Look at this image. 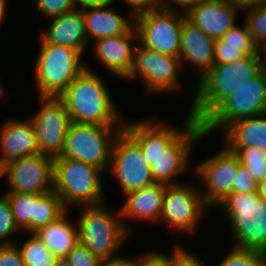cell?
Returning a JSON list of instances; mask_svg holds the SVG:
<instances>
[{
	"label": "cell",
	"mask_w": 266,
	"mask_h": 266,
	"mask_svg": "<svg viewBox=\"0 0 266 266\" xmlns=\"http://www.w3.org/2000/svg\"><path fill=\"white\" fill-rule=\"evenodd\" d=\"M99 77L86 64V69L59 98L64 102L73 123L124 126L108 87Z\"/></svg>",
	"instance_id": "1"
},
{
	"label": "cell",
	"mask_w": 266,
	"mask_h": 266,
	"mask_svg": "<svg viewBox=\"0 0 266 266\" xmlns=\"http://www.w3.org/2000/svg\"><path fill=\"white\" fill-rule=\"evenodd\" d=\"M262 68L256 55H247L231 63L213 64L196 82V94L189 110L202 122L225 98L255 78Z\"/></svg>",
	"instance_id": "2"
},
{
	"label": "cell",
	"mask_w": 266,
	"mask_h": 266,
	"mask_svg": "<svg viewBox=\"0 0 266 266\" xmlns=\"http://www.w3.org/2000/svg\"><path fill=\"white\" fill-rule=\"evenodd\" d=\"M78 220L79 243L101 260L117 255L118 250L127 241L131 229L121 218L120 211L112 212L104 204L83 205ZM115 213V214H114Z\"/></svg>",
	"instance_id": "3"
},
{
	"label": "cell",
	"mask_w": 266,
	"mask_h": 266,
	"mask_svg": "<svg viewBox=\"0 0 266 266\" xmlns=\"http://www.w3.org/2000/svg\"><path fill=\"white\" fill-rule=\"evenodd\" d=\"M220 206L234 234L235 248L266 253V201L256 192L232 193Z\"/></svg>",
	"instance_id": "4"
},
{
	"label": "cell",
	"mask_w": 266,
	"mask_h": 266,
	"mask_svg": "<svg viewBox=\"0 0 266 266\" xmlns=\"http://www.w3.org/2000/svg\"><path fill=\"white\" fill-rule=\"evenodd\" d=\"M101 169L80 160L54 157L53 190L69 209L72 204L97 205L103 202Z\"/></svg>",
	"instance_id": "5"
},
{
	"label": "cell",
	"mask_w": 266,
	"mask_h": 266,
	"mask_svg": "<svg viewBox=\"0 0 266 266\" xmlns=\"http://www.w3.org/2000/svg\"><path fill=\"white\" fill-rule=\"evenodd\" d=\"M34 65L39 96L59 95L86 69L82 54L66 46L41 43Z\"/></svg>",
	"instance_id": "6"
},
{
	"label": "cell",
	"mask_w": 266,
	"mask_h": 266,
	"mask_svg": "<svg viewBox=\"0 0 266 266\" xmlns=\"http://www.w3.org/2000/svg\"><path fill=\"white\" fill-rule=\"evenodd\" d=\"M266 113V71L225 98L202 122L204 137L221 127L223 132L234 122Z\"/></svg>",
	"instance_id": "7"
},
{
	"label": "cell",
	"mask_w": 266,
	"mask_h": 266,
	"mask_svg": "<svg viewBox=\"0 0 266 266\" xmlns=\"http://www.w3.org/2000/svg\"><path fill=\"white\" fill-rule=\"evenodd\" d=\"M122 129L123 126H100L72 122L61 156L80 160L103 172L106 170L108 172L113 143Z\"/></svg>",
	"instance_id": "8"
},
{
	"label": "cell",
	"mask_w": 266,
	"mask_h": 266,
	"mask_svg": "<svg viewBox=\"0 0 266 266\" xmlns=\"http://www.w3.org/2000/svg\"><path fill=\"white\" fill-rule=\"evenodd\" d=\"M185 13L160 8L135 17L138 43L163 55L178 57Z\"/></svg>",
	"instance_id": "9"
},
{
	"label": "cell",
	"mask_w": 266,
	"mask_h": 266,
	"mask_svg": "<svg viewBox=\"0 0 266 266\" xmlns=\"http://www.w3.org/2000/svg\"><path fill=\"white\" fill-rule=\"evenodd\" d=\"M109 172L118 180L124 195L155 184L141 147L124 129L114 140Z\"/></svg>",
	"instance_id": "10"
},
{
	"label": "cell",
	"mask_w": 266,
	"mask_h": 266,
	"mask_svg": "<svg viewBox=\"0 0 266 266\" xmlns=\"http://www.w3.org/2000/svg\"><path fill=\"white\" fill-rule=\"evenodd\" d=\"M54 157L37 153L9 161L0 177L10 188L7 193L45 194L53 190Z\"/></svg>",
	"instance_id": "11"
},
{
	"label": "cell",
	"mask_w": 266,
	"mask_h": 266,
	"mask_svg": "<svg viewBox=\"0 0 266 266\" xmlns=\"http://www.w3.org/2000/svg\"><path fill=\"white\" fill-rule=\"evenodd\" d=\"M38 100L42 108L29 120L36 133L39 153L60 156L72 123L70 115L59 97L39 96Z\"/></svg>",
	"instance_id": "12"
},
{
	"label": "cell",
	"mask_w": 266,
	"mask_h": 266,
	"mask_svg": "<svg viewBox=\"0 0 266 266\" xmlns=\"http://www.w3.org/2000/svg\"><path fill=\"white\" fill-rule=\"evenodd\" d=\"M208 206L193 185H166L159 220L174 231L193 233Z\"/></svg>",
	"instance_id": "13"
},
{
	"label": "cell",
	"mask_w": 266,
	"mask_h": 266,
	"mask_svg": "<svg viewBox=\"0 0 266 266\" xmlns=\"http://www.w3.org/2000/svg\"><path fill=\"white\" fill-rule=\"evenodd\" d=\"M183 67L180 58L163 55L138 44L134 64L126 79L139 77L144 81L148 93H166L178 89L179 69Z\"/></svg>",
	"instance_id": "14"
},
{
	"label": "cell",
	"mask_w": 266,
	"mask_h": 266,
	"mask_svg": "<svg viewBox=\"0 0 266 266\" xmlns=\"http://www.w3.org/2000/svg\"><path fill=\"white\" fill-rule=\"evenodd\" d=\"M240 165L239 158L225 146L216 155L197 165L196 175L205 187V192L201 193L207 206L216 207L232 194V185Z\"/></svg>",
	"instance_id": "15"
},
{
	"label": "cell",
	"mask_w": 266,
	"mask_h": 266,
	"mask_svg": "<svg viewBox=\"0 0 266 266\" xmlns=\"http://www.w3.org/2000/svg\"><path fill=\"white\" fill-rule=\"evenodd\" d=\"M204 137L200 122L194 121L170 146L160 154L150 167L155 183L165 185L179 184L174 177L187 170L189 155L194 143Z\"/></svg>",
	"instance_id": "16"
},
{
	"label": "cell",
	"mask_w": 266,
	"mask_h": 266,
	"mask_svg": "<svg viewBox=\"0 0 266 266\" xmlns=\"http://www.w3.org/2000/svg\"><path fill=\"white\" fill-rule=\"evenodd\" d=\"M195 121L188 111L182 130L168 127L163 122L140 120L127 123L124 121L123 129L139 144L144 159L151 167L156 158L166 151L169 146Z\"/></svg>",
	"instance_id": "17"
},
{
	"label": "cell",
	"mask_w": 266,
	"mask_h": 266,
	"mask_svg": "<svg viewBox=\"0 0 266 266\" xmlns=\"http://www.w3.org/2000/svg\"><path fill=\"white\" fill-rule=\"evenodd\" d=\"M132 39L138 42L135 26L127 34L96 40L93 46L98 62L120 79H126L134 64L136 47L130 43Z\"/></svg>",
	"instance_id": "18"
},
{
	"label": "cell",
	"mask_w": 266,
	"mask_h": 266,
	"mask_svg": "<svg viewBox=\"0 0 266 266\" xmlns=\"http://www.w3.org/2000/svg\"><path fill=\"white\" fill-rule=\"evenodd\" d=\"M237 9L231 8L221 0H202L198 5L190 8L186 19L199 27L206 35L213 39H221L232 28L236 20Z\"/></svg>",
	"instance_id": "19"
},
{
	"label": "cell",
	"mask_w": 266,
	"mask_h": 266,
	"mask_svg": "<svg viewBox=\"0 0 266 266\" xmlns=\"http://www.w3.org/2000/svg\"><path fill=\"white\" fill-rule=\"evenodd\" d=\"M0 168L9 161L39 153L36 133L28 119L8 120L0 131Z\"/></svg>",
	"instance_id": "20"
},
{
	"label": "cell",
	"mask_w": 266,
	"mask_h": 266,
	"mask_svg": "<svg viewBox=\"0 0 266 266\" xmlns=\"http://www.w3.org/2000/svg\"><path fill=\"white\" fill-rule=\"evenodd\" d=\"M41 43L66 46L83 54L88 45L82 9H74L50 19L48 30L41 35Z\"/></svg>",
	"instance_id": "21"
},
{
	"label": "cell",
	"mask_w": 266,
	"mask_h": 266,
	"mask_svg": "<svg viewBox=\"0 0 266 266\" xmlns=\"http://www.w3.org/2000/svg\"><path fill=\"white\" fill-rule=\"evenodd\" d=\"M215 39L206 35L199 27L187 19L184 20L181 32V48L179 58L183 63L189 62L201 69L197 82L214 64ZM184 61V62H183Z\"/></svg>",
	"instance_id": "22"
},
{
	"label": "cell",
	"mask_w": 266,
	"mask_h": 266,
	"mask_svg": "<svg viewBox=\"0 0 266 266\" xmlns=\"http://www.w3.org/2000/svg\"><path fill=\"white\" fill-rule=\"evenodd\" d=\"M108 7L110 5L82 9L87 40L127 34L135 26V18L131 14L128 16L130 19H126L116 13V9Z\"/></svg>",
	"instance_id": "23"
},
{
	"label": "cell",
	"mask_w": 266,
	"mask_h": 266,
	"mask_svg": "<svg viewBox=\"0 0 266 266\" xmlns=\"http://www.w3.org/2000/svg\"><path fill=\"white\" fill-rule=\"evenodd\" d=\"M165 184L155 183L139 190L129 192L123 207L120 209L122 220L125 218L139 219L141 221L159 220Z\"/></svg>",
	"instance_id": "24"
},
{
	"label": "cell",
	"mask_w": 266,
	"mask_h": 266,
	"mask_svg": "<svg viewBox=\"0 0 266 266\" xmlns=\"http://www.w3.org/2000/svg\"><path fill=\"white\" fill-rule=\"evenodd\" d=\"M224 133L226 148L257 147L266 150V113L236 121Z\"/></svg>",
	"instance_id": "25"
},
{
	"label": "cell",
	"mask_w": 266,
	"mask_h": 266,
	"mask_svg": "<svg viewBox=\"0 0 266 266\" xmlns=\"http://www.w3.org/2000/svg\"><path fill=\"white\" fill-rule=\"evenodd\" d=\"M67 215L66 211L56 221L35 232L58 257H65L79 243L77 224L73 225Z\"/></svg>",
	"instance_id": "26"
},
{
	"label": "cell",
	"mask_w": 266,
	"mask_h": 266,
	"mask_svg": "<svg viewBox=\"0 0 266 266\" xmlns=\"http://www.w3.org/2000/svg\"><path fill=\"white\" fill-rule=\"evenodd\" d=\"M69 211L54 190L35 194V232L49 225Z\"/></svg>",
	"instance_id": "27"
},
{
	"label": "cell",
	"mask_w": 266,
	"mask_h": 266,
	"mask_svg": "<svg viewBox=\"0 0 266 266\" xmlns=\"http://www.w3.org/2000/svg\"><path fill=\"white\" fill-rule=\"evenodd\" d=\"M16 225L29 234L35 233V193H6Z\"/></svg>",
	"instance_id": "28"
},
{
	"label": "cell",
	"mask_w": 266,
	"mask_h": 266,
	"mask_svg": "<svg viewBox=\"0 0 266 266\" xmlns=\"http://www.w3.org/2000/svg\"><path fill=\"white\" fill-rule=\"evenodd\" d=\"M30 235L23 245H17L24 265L54 266L58 256L54 255L35 233Z\"/></svg>",
	"instance_id": "29"
},
{
	"label": "cell",
	"mask_w": 266,
	"mask_h": 266,
	"mask_svg": "<svg viewBox=\"0 0 266 266\" xmlns=\"http://www.w3.org/2000/svg\"><path fill=\"white\" fill-rule=\"evenodd\" d=\"M227 149L239 158L240 164L257 182L266 178V150L257 147Z\"/></svg>",
	"instance_id": "30"
},
{
	"label": "cell",
	"mask_w": 266,
	"mask_h": 266,
	"mask_svg": "<svg viewBox=\"0 0 266 266\" xmlns=\"http://www.w3.org/2000/svg\"><path fill=\"white\" fill-rule=\"evenodd\" d=\"M266 253L232 247L218 266H265Z\"/></svg>",
	"instance_id": "31"
},
{
	"label": "cell",
	"mask_w": 266,
	"mask_h": 266,
	"mask_svg": "<svg viewBox=\"0 0 266 266\" xmlns=\"http://www.w3.org/2000/svg\"><path fill=\"white\" fill-rule=\"evenodd\" d=\"M17 230L20 229L14 220L9 199L5 194L0 195V245L14 244L8 238Z\"/></svg>",
	"instance_id": "32"
},
{
	"label": "cell",
	"mask_w": 266,
	"mask_h": 266,
	"mask_svg": "<svg viewBox=\"0 0 266 266\" xmlns=\"http://www.w3.org/2000/svg\"><path fill=\"white\" fill-rule=\"evenodd\" d=\"M242 27L234 25L223 35L222 39L225 41V45L244 46L246 55H256L257 43L248 32L245 22Z\"/></svg>",
	"instance_id": "33"
},
{
	"label": "cell",
	"mask_w": 266,
	"mask_h": 266,
	"mask_svg": "<svg viewBox=\"0 0 266 266\" xmlns=\"http://www.w3.org/2000/svg\"><path fill=\"white\" fill-rule=\"evenodd\" d=\"M245 23L256 43L266 39V4L246 11Z\"/></svg>",
	"instance_id": "34"
},
{
	"label": "cell",
	"mask_w": 266,
	"mask_h": 266,
	"mask_svg": "<svg viewBox=\"0 0 266 266\" xmlns=\"http://www.w3.org/2000/svg\"><path fill=\"white\" fill-rule=\"evenodd\" d=\"M40 13L52 19L74 10L77 6L76 0H34Z\"/></svg>",
	"instance_id": "35"
},
{
	"label": "cell",
	"mask_w": 266,
	"mask_h": 266,
	"mask_svg": "<svg viewBox=\"0 0 266 266\" xmlns=\"http://www.w3.org/2000/svg\"><path fill=\"white\" fill-rule=\"evenodd\" d=\"M247 56L244 46L225 45V41L215 39L214 64L231 63Z\"/></svg>",
	"instance_id": "36"
},
{
	"label": "cell",
	"mask_w": 266,
	"mask_h": 266,
	"mask_svg": "<svg viewBox=\"0 0 266 266\" xmlns=\"http://www.w3.org/2000/svg\"><path fill=\"white\" fill-rule=\"evenodd\" d=\"M185 250L183 246L173 247L171 256L161 252H148L143 257L137 259V266H175L177 257Z\"/></svg>",
	"instance_id": "37"
},
{
	"label": "cell",
	"mask_w": 266,
	"mask_h": 266,
	"mask_svg": "<svg viewBox=\"0 0 266 266\" xmlns=\"http://www.w3.org/2000/svg\"><path fill=\"white\" fill-rule=\"evenodd\" d=\"M70 266H101L102 260L78 243L66 256Z\"/></svg>",
	"instance_id": "38"
},
{
	"label": "cell",
	"mask_w": 266,
	"mask_h": 266,
	"mask_svg": "<svg viewBox=\"0 0 266 266\" xmlns=\"http://www.w3.org/2000/svg\"><path fill=\"white\" fill-rule=\"evenodd\" d=\"M258 182L242 165L239 166L232 185V193H250L257 191Z\"/></svg>",
	"instance_id": "39"
},
{
	"label": "cell",
	"mask_w": 266,
	"mask_h": 266,
	"mask_svg": "<svg viewBox=\"0 0 266 266\" xmlns=\"http://www.w3.org/2000/svg\"><path fill=\"white\" fill-rule=\"evenodd\" d=\"M16 243L0 245V266H25Z\"/></svg>",
	"instance_id": "40"
},
{
	"label": "cell",
	"mask_w": 266,
	"mask_h": 266,
	"mask_svg": "<svg viewBox=\"0 0 266 266\" xmlns=\"http://www.w3.org/2000/svg\"><path fill=\"white\" fill-rule=\"evenodd\" d=\"M131 6V15L135 18L140 14L163 8L162 0H121Z\"/></svg>",
	"instance_id": "41"
},
{
	"label": "cell",
	"mask_w": 266,
	"mask_h": 266,
	"mask_svg": "<svg viewBox=\"0 0 266 266\" xmlns=\"http://www.w3.org/2000/svg\"><path fill=\"white\" fill-rule=\"evenodd\" d=\"M231 8L238 9L243 12L252 10L258 6L266 4V0H221Z\"/></svg>",
	"instance_id": "42"
},
{
	"label": "cell",
	"mask_w": 266,
	"mask_h": 266,
	"mask_svg": "<svg viewBox=\"0 0 266 266\" xmlns=\"http://www.w3.org/2000/svg\"><path fill=\"white\" fill-rule=\"evenodd\" d=\"M204 262L201 261L200 257L196 255L189 254L188 251L185 249L176 260L175 266H206L203 264Z\"/></svg>",
	"instance_id": "43"
},
{
	"label": "cell",
	"mask_w": 266,
	"mask_h": 266,
	"mask_svg": "<svg viewBox=\"0 0 266 266\" xmlns=\"http://www.w3.org/2000/svg\"><path fill=\"white\" fill-rule=\"evenodd\" d=\"M169 2L172 4L178 5V7H182L183 13H186L190 8H192L195 5H198L202 0H162L163 8L168 10H177L175 5H168Z\"/></svg>",
	"instance_id": "44"
},
{
	"label": "cell",
	"mask_w": 266,
	"mask_h": 266,
	"mask_svg": "<svg viewBox=\"0 0 266 266\" xmlns=\"http://www.w3.org/2000/svg\"><path fill=\"white\" fill-rule=\"evenodd\" d=\"M101 266H137V260L118 255L102 260Z\"/></svg>",
	"instance_id": "45"
},
{
	"label": "cell",
	"mask_w": 266,
	"mask_h": 266,
	"mask_svg": "<svg viewBox=\"0 0 266 266\" xmlns=\"http://www.w3.org/2000/svg\"><path fill=\"white\" fill-rule=\"evenodd\" d=\"M115 0H76L77 5L83 8L86 7H99V6H111Z\"/></svg>",
	"instance_id": "46"
},
{
	"label": "cell",
	"mask_w": 266,
	"mask_h": 266,
	"mask_svg": "<svg viewBox=\"0 0 266 266\" xmlns=\"http://www.w3.org/2000/svg\"><path fill=\"white\" fill-rule=\"evenodd\" d=\"M262 54L264 56H261ZM256 56H257V59H258V61L260 63V66H261L262 70L266 71V39H264V40L260 41L259 43H257Z\"/></svg>",
	"instance_id": "47"
},
{
	"label": "cell",
	"mask_w": 266,
	"mask_h": 266,
	"mask_svg": "<svg viewBox=\"0 0 266 266\" xmlns=\"http://www.w3.org/2000/svg\"><path fill=\"white\" fill-rule=\"evenodd\" d=\"M256 193L260 198L266 201V178L258 182Z\"/></svg>",
	"instance_id": "48"
},
{
	"label": "cell",
	"mask_w": 266,
	"mask_h": 266,
	"mask_svg": "<svg viewBox=\"0 0 266 266\" xmlns=\"http://www.w3.org/2000/svg\"><path fill=\"white\" fill-rule=\"evenodd\" d=\"M6 3V0H0V24L2 23L3 18L5 17V12L7 11Z\"/></svg>",
	"instance_id": "49"
},
{
	"label": "cell",
	"mask_w": 266,
	"mask_h": 266,
	"mask_svg": "<svg viewBox=\"0 0 266 266\" xmlns=\"http://www.w3.org/2000/svg\"><path fill=\"white\" fill-rule=\"evenodd\" d=\"M54 266H70L66 257H58Z\"/></svg>",
	"instance_id": "50"
},
{
	"label": "cell",
	"mask_w": 266,
	"mask_h": 266,
	"mask_svg": "<svg viewBox=\"0 0 266 266\" xmlns=\"http://www.w3.org/2000/svg\"><path fill=\"white\" fill-rule=\"evenodd\" d=\"M2 85L0 84V97H2L4 95V90L3 87H1Z\"/></svg>",
	"instance_id": "51"
}]
</instances>
